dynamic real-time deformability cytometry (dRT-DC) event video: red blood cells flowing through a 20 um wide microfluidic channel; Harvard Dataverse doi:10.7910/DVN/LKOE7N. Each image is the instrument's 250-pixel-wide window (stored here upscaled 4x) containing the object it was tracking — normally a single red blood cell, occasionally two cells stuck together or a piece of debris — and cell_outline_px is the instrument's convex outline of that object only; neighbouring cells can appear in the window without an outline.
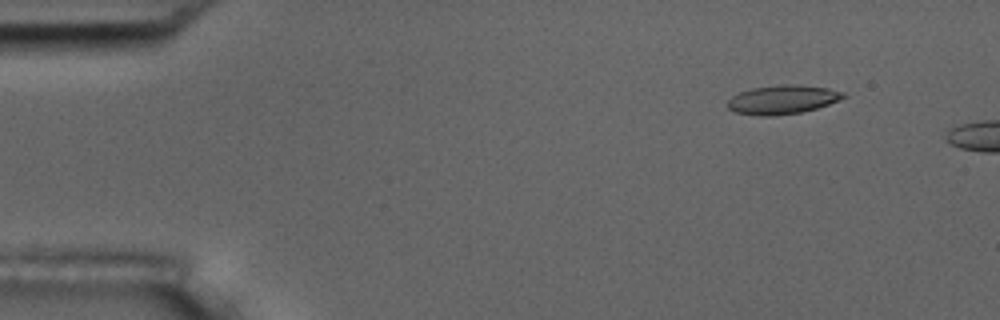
{"species": "common noctule bat (a hibernating species)", "species_latin": "Nyctalus noctula", "temperature_condition": "room temperature", "stored_images_in_passage": 3, "camera_frame_rate_fps": 3000, "um_per_image_px": 0.085, "animal": {"sex": "male", "body_mass_g": 17.5, "forearm_length_mm": 52.3}, "frame": {"image": 1, "passage_image": 2, "time_ms": 1.0, "image_size_px": [1000, 320], "cell_outline_px": [[848, 96], [840, 100], [816, 108], [800, 112], [772, 116], [760, 116], [736, 112], [728, 108], [728, 100], [732, 96], [740, 92], [752, 88], [780, 84], [792, 84], [828, 88], [844, 92]], "centroid_in_image_um": [66.53, 8.46], "position_along_channel_um": 18.5, "area_um2": 19.42}}